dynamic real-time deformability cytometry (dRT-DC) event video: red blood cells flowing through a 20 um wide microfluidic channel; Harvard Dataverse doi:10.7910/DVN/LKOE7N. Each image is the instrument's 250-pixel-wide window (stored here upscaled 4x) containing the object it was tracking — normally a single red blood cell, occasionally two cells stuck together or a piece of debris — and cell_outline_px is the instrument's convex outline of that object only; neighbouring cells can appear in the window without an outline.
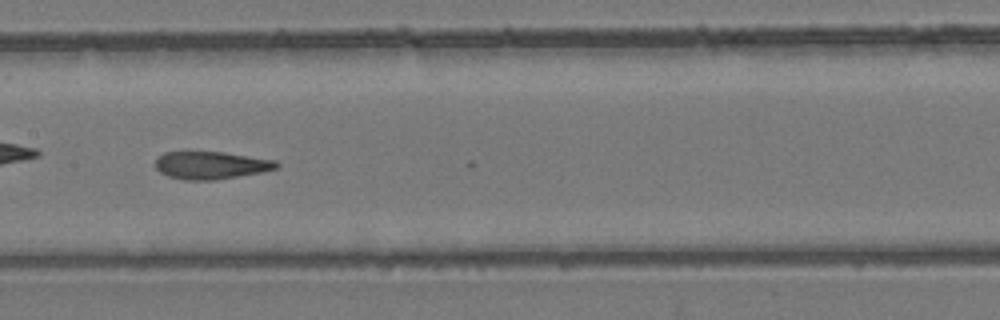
{"species": "common noctule bat (a hibernating species)", "species_latin": "Nyctalus noctula", "temperature_condition": "room temperature", "stored_images_in_passage": 28, "camera_frame_rate_fps": 3000, "um_per_image_px": 0.085, "animal": {"sex": "female", "body_mass_g": 24.6, "forearm_length_mm": 56.2}, "frame": {"image": 1, "passage_image": 27, "time_ms": 8.667, "image_size_px": [1000, 320], "cell_outline_px": [[280, 164], [276, 168], [260, 172], [216, 180], [184, 180], [168, 176], [160, 172], [156, 168], [156, 160], [164, 152], [224, 152], [276, 160]], "centroid_in_image_um": [17.93, 14.05], "position_along_channel_um": 189.5, "area_um2": 19.36}}